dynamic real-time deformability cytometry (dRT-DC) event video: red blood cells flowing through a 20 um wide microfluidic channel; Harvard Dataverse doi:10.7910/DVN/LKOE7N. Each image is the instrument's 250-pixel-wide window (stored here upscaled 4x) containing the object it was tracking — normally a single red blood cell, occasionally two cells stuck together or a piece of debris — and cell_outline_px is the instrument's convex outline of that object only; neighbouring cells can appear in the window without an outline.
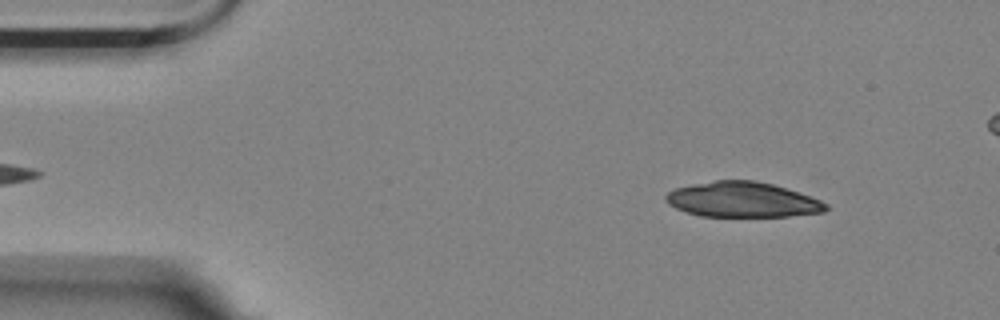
{"species": "Egyptian fruit bat (a non-hibernating species)", "species_latin": "Rousettus aegyptiacus", "temperature_condition": "room temperature", "stored_images_in_passage": 52, "camera_frame_rate_fps": 3000, "um_per_image_px": 0.085, "animal": {"sex": "female"}, "frame": {"image": 1, "passage_image": 5, "time_ms": 1.333, "image_size_px": [1000, 320], "cell_outline_px": [[828, 208], [824, 212], [788, 216], [700, 216], [676, 208], [668, 204], [664, 200], [664, 196], [668, 192], [676, 188], [692, 184], [716, 180], [756, 180], [772, 184], [800, 192], [820, 200], [828, 204]], "centroid_in_image_um": [63.11, 16.96], "position_along_channel_um": 21.9, "area_um2": 32.83}}